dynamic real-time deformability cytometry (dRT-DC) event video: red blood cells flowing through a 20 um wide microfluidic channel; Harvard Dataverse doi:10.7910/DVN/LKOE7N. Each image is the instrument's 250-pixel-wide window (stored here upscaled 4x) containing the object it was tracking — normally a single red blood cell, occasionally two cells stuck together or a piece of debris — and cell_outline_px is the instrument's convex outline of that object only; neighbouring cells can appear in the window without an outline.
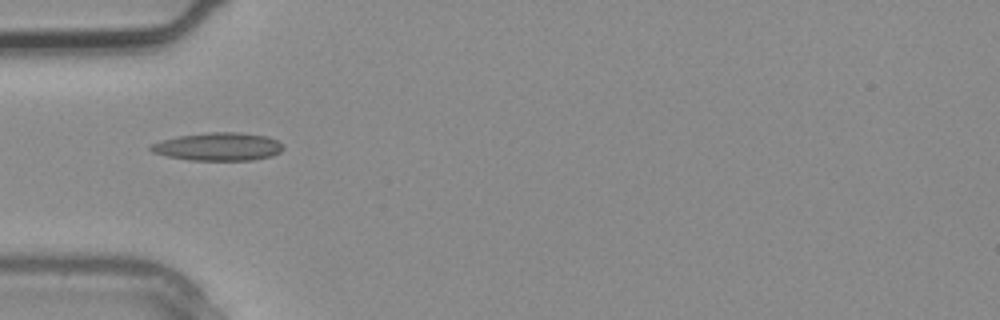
{"species": "common noctule bat (a hibernating species)", "species_latin": "Nyctalus noctula", "temperature_condition": "warm", "stored_images_in_passage": 1, "camera_frame_rate_fps": 3000, "um_per_image_px": 0.085, "animal": {"sex": "male", "body_mass_g": 20.4}, "frame": {"image": 1, "passage_image": 1, "time_ms": 0.0, "image_size_px": [1000, 320], "cell_outline_px": [[284, 148], [280, 152], [272, 156], [252, 160], [188, 160], [168, 156], [152, 152], [148, 148], [152, 144], [164, 140], [180, 136], [208, 132], [240, 132], [268, 136], [284, 144]], "centroid_in_image_um": [18.6, 12.46], "position_along_channel_um": 66.4, "area_um2": 21.62}}